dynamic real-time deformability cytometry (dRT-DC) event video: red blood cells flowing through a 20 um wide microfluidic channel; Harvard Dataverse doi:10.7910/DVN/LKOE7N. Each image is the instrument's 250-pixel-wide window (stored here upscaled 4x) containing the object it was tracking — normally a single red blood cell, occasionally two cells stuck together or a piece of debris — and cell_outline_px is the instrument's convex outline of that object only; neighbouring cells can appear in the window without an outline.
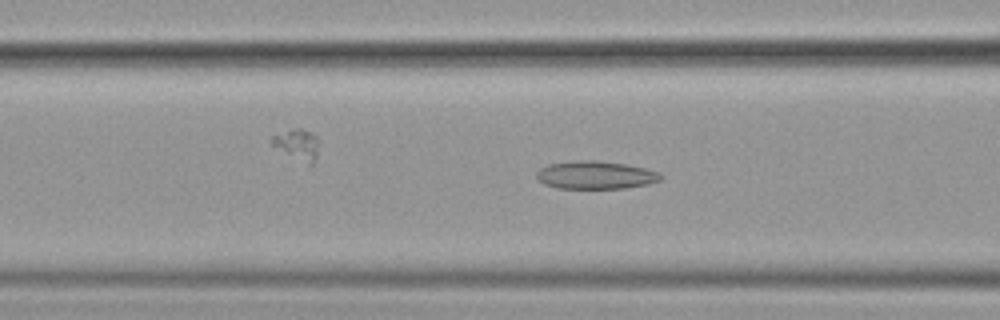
{"species": "common noctule bat (a hibernating species)", "species_latin": "Nyctalus noctula", "temperature_condition": "cold", "stored_images_in_passage": 39, "camera_frame_rate_fps": 3000, "um_per_image_px": 0.085, "animal": {"sex": "female", "body_mass_g": 19.9}, "frame": {"image": 1, "passage_image": 23, "time_ms": 7.333, "image_size_px": [1000, 320], "cell_outline_px": [[664, 176], [660, 180], [648, 184], [624, 188], [556, 188], [544, 184], [536, 180], [536, 172], [540, 168], [548, 164], [572, 160], [596, 160], [624, 164], [644, 168], [660, 172]], "centroid_in_image_um": [50.58, 14.87], "position_along_channel_um": 116.0, "area_um2": 20.4}}
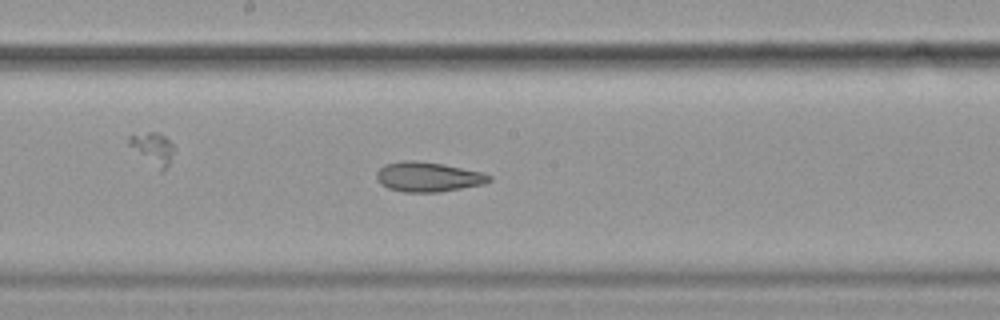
{"frame": {"image": 2, "passage_image": 31, "time_ms": 10.0, "image_size_px": [1000, 320], "cell_outline_px": [[492, 180], [484, 184], [440, 192], [404, 192], [388, 188], [380, 184], [376, 180], [376, 172], [384, 164], [400, 160], [412, 160], [444, 164], [480, 172], [492, 176]], "centroid_in_image_um": [36.35, 15.03], "position_along_channel_um": 211.9, "area_um2": 19.65}}
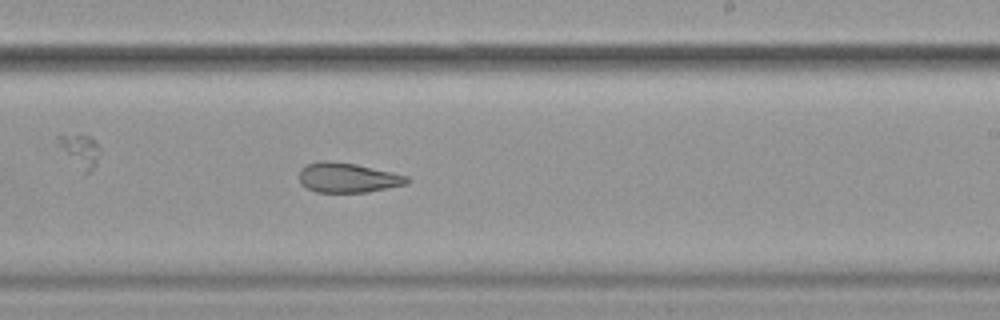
{"frame": {"image": 3, "passage_image": 35, "time_ms": 11.333, "image_size_px": [1000, 320], "cell_outline_px": [[412, 180], [408, 184], [368, 192], [316, 192], [300, 184], [300, 168], [304, 164], [320, 160], [328, 160], [356, 164], [392, 172], [408, 176]], "centroid_in_image_um": [29.56, 15.09], "position_along_channel_um": 259.4, "area_um2": 18.96}}